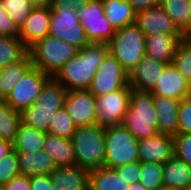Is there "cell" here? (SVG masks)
<instances>
[{
    "label": "cell",
    "instance_id": "cell-42",
    "mask_svg": "<svg viewBox=\"0 0 191 190\" xmlns=\"http://www.w3.org/2000/svg\"><path fill=\"white\" fill-rule=\"evenodd\" d=\"M3 190H31L30 177L26 175H18L12 178L6 185L2 187Z\"/></svg>",
    "mask_w": 191,
    "mask_h": 190
},
{
    "label": "cell",
    "instance_id": "cell-15",
    "mask_svg": "<svg viewBox=\"0 0 191 190\" xmlns=\"http://www.w3.org/2000/svg\"><path fill=\"white\" fill-rule=\"evenodd\" d=\"M168 64L145 55L129 74V85L140 91H152Z\"/></svg>",
    "mask_w": 191,
    "mask_h": 190
},
{
    "label": "cell",
    "instance_id": "cell-46",
    "mask_svg": "<svg viewBox=\"0 0 191 190\" xmlns=\"http://www.w3.org/2000/svg\"><path fill=\"white\" fill-rule=\"evenodd\" d=\"M13 149L12 142L0 138V160Z\"/></svg>",
    "mask_w": 191,
    "mask_h": 190
},
{
    "label": "cell",
    "instance_id": "cell-39",
    "mask_svg": "<svg viewBox=\"0 0 191 190\" xmlns=\"http://www.w3.org/2000/svg\"><path fill=\"white\" fill-rule=\"evenodd\" d=\"M178 133H191V95L180 101Z\"/></svg>",
    "mask_w": 191,
    "mask_h": 190
},
{
    "label": "cell",
    "instance_id": "cell-14",
    "mask_svg": "<svg viewBox=\"0 0 191 190\" xmlns=\"http://www.w3.org/2000/svg\"><path fill=\"white\" fill-rule=\"evenodd\" d=\"M174 155V137L156 133L150 138L138 140L139 162L164 164Z\"/></svg>",
    "mask_w": 191,
    "mask_h": 190
},
{
    "label": "cell",
    "instance_id": "cell-35",
    "mask_svg": "<svg viewBox=\"0 0 191 190\" xmlns=\"http://www.w3.org/2000/svg\"><path fill=\"white\" fill-rule=\"evenodd\" d=\"M76 126L67 111L62 108L52 118L48 126V134L71 138L75 132Z\"/></svg>",
    "mask_w": 191,
    "mask_h": 190
},
{
    "label": "cell",
    "instance_id": "cell-18",
    "mask_svg": "<svg viewBox=\"0 0 191 190\" xmlns=\"http://www.w3.org/2000/svg\"><path fill=\"white\" fill-rule=\"evenodd\" d=\"M153 96L182 100L189 95L187 80L172 65L168 64L151 91Z\"/></svg>",
    "mask_w": 191,
    "mask_h": 190
},
{
    "label": "cell",
    "instance_id": "cell-13",
    "mask_svg": "<svg viewBox=\"0 0 191 190\" xmlns=\"http://www.w3.org/2000/svg\"><path fill=\"white\" fill-rule=\"evenodd\" d=\"M135 24L146 36L156 33L183 35L160 5L137 11Z\"/></svg>",
    "mask_w": 191,
    "mask_h": 190
},
{
    "label": "cell",
    "instance_id": "cell-6",
    "mask_svg": "<svg viewBox=\"0 0 191 190\" xmlns=\"http://www.w3.org/2000/svg\"><path fill=\"white\" fill-rule=\"evenodd\" d=\"M107 44L109 53L120 62L128 74L146 55V35L135 23L117 29Z\"/></svg>",
    "mask_w": 191,
    "mask_h": 190
},
{
    "label": "cell",
    "instance_id": "cell-8",
    "mask_svg": "<svg viewBox=\"0 0 191 190\" xmlns=\"http://www.w3.org/2000/svg\"><path fill=\"white\" fill-rule=\"evenodd\" d=\"M50 10L49 35L71 43L78 49L91 44L79 21L77 10L70 7H50Z\"/></svg>",
    "mask_w": 191,
    "mask_h": 190
},
{
    "label": "cell",
    "instance_id": "cell-9",
    "mask_svg": "<svg viewBox=\"0 0 191 190\" xmlns=\"http://www.w3.org/2000/svg\"><path fill=\"white\" fill-rule=\"evenodd\" d=\"M131 90L128 84L109 94L96 97L95 124L103 129L122 125L129 107Z\"/></svg>",
    "mask_w": 191,
    "mask_h": 190
},
{
    "label": "cell",
    "instance_id": "cell-41",
    "mask_svg": "<svg viewBox=\"0 0 191 190\" xmlns=\"http://www.w3.org/2000/svg\"><path fill=\"white\" fill-rule=\"evenodd\" d=\"M0 36L19 37V29L0 4Z\"/></svg>",
    "mask_w": 191,
    "mask_h": 190
},
{
    "label": "cell",
    "instance_id": "cell-43",
    "mask_svg": "<svg viewBox=\"0 0 191 190\" xmlns=\"http://www.w3.org/2000/svg\"><path fill=\"white\" fill-rule=\"evenodd\" d=\"M30 185L31 190H53L54 188L49 175L31 176Z\"/></svg>",
    "mask_w": 191,
    "mask_h": 190
},
{
    "label": "cell",
    "instance_id": "cell-40",
    "mask_svg": "<svg viewBox=\"0 0 191 190\" xmlns=\"http://www.w3.org/2000/svg\"><path fill=\"white\" fill-rule=\"evenodd\" d=\"M119 177H122L125 183L132 185L138 183L140 178V162L128 163L114 168Z\"/></svg>",
    "mask_w": 191,
    "mask_h": 190
},
{
    "label": "cell",
    "instance_id": "cell-20",
    "mask_svg": "<svg viewBox=\"0 0 191 190\" xmlns=\"http://www.w3.org/2000/svg\"><path fill=\"white\" fill-rule=\"evenodd\" d=\"M163 187L171 190L191 189V167L173 155L162 164Z\"/></svg>",
    "mask_w": 191,
    "mask_h": 190
},
{
    "label": "cell",
    "instance_id": "cell-7",
    "mask_svg": "<svg viewBox=\"0 0 191 190\" xmlns=\"http://www.w3.org/2000/svg\"><path fill=\"white\" fill-rule=\"evenodd\" d=\"M105 167L138 162V140L123 125L105 129Z\"/></svg>",
    "mask_w": 191,
    "mask_h": 190
},
{
    "label": "cell",
    "instance_id": "cell-47",
    "mask_svg": "<svg viewBox=\"0 0 191 190\" xmlns=\"http://www.w3.org/2000/svg\"><path fill=\"white\" fill-rule=\"evenodd\" d=\"M34 8H50L52 0H28Z\"/></svg>",
    "mask_w": 191,
    "mask_h": 190
},
{
    "label": "cell",
    "instance_id": "cell-32",
    "mask_svg": "<svg viewBox=\"0 0 191 190\" xmlns=\"http://www.w3.org/2000/svg\"><path fill=\"white\" fill-rule=\"evenodd\" d=\"M172 65L186 80L191 76V36L180 39Z\"/></svg>",
    "mask_w": 191,
    "mask_h": 190
},
{
    "label": "cell",
    "instance_id": "cell-30",
    "mask_svg": "<svg viewBox=\"0 0 191 190\" xmlns=\"http://www.w3.org/2000/svg\"><path fill=\"white\" fill-rule=\"evenodd\" d=\"M175 25L188 36L189 5L187 0H160L159 4Z\"/></svg>",
    "mask_w": 191,
    "mask_h": 190
},
{
    "label": "cell",
    "instance_id": "cell-19",
    "mask_svg": "<svg viewBox=\"0 0 191 190\" xmlns=\"http://www.w3.org/2000/svg\"><path fill=\"white\" fill-rule=\"evenodd\" d=\"M184 35L156 33L146 36V55L166 64H172L180 39Z\"/></svg>",
    "mask_w": 191,
    "mask_h": 190
},
{
    "label": "cell",
    "instance_id": "cell-34",
    "mask_svg": "<svg viewBox=\"0 0 191 190\" xmlns=\"http://www.w3.org/2000/svg\"><path fill=\"white\" fill-rule=\"evenodd\" d=\"M0 4L19 30L34 8L28 0H0Z\"/></svg>",
    "mask_w": 191,
    "mask_h": 190
},
{
    "label": "cell",
    "instance_id": "cell-38",
    "mask_svg": "<svg viewBox=\"0 0 191 190\" xmlns=\"http://www.w3.org/2000/svg\"><path fill=\"white\" fill-rule=\"evenodd\" d=\"M77 11L81 24L85 21L106 20L101 0H90L84 8Z\"/></svg>",
    "mask_w": 191,
    "mask_h": 190
},
{
    "label": "cell",
    "instance_id": "cell-3",
    "mask_svg": "<svg viewBox=\"0 0 191 190\" xmlns=\"http://www.w3.org/2000/svg\"><path fill=\"white\" fill-rule=\"evenodd\" d=\"M122 125L137 139L150 138L158 133V113L151 91L131 90L129 107Z\"/></svg>",
    "mask_w": 191,
    "mask_h": 190
},
{
    "label": "cell",
    "instance_id": "cell-16",
    "mask_svg": "<svg viewBox=\"0 0 191 190\" xmlns=\"http://www.w3.org/2000/svg\"><path fill=\"white\" fill-rule=\"evenodd\" d=\"M89 170L71 166H57L50 173L53 190H89Z\"/></svg>",
    "mask_w": 191,
    "mask_h": 190
},
{
    "label": "cell",
    "instance_id": "cell-48",
    "mask_svg": "<svg viewBox=\"0 0 191 190\" xmlns=\"http://www.w3.org/2000/svg\"><path fill=\"white\" fill-rule=\"evenodd\" d=\"M125 190H147L143 185H140L139 183H134L132 185H129L128 188Z\"/></svg>",
    "mask_w": 191,
    "mask_h": 190
},
{
    "label": "cell",
    "instance_id": "cell-25",
    "mask_svg": "<svg viewBox=\"0 0 191 190\" xmlns=\"http://www.w3.org/2000/svg\"><path fill=\"white\" fill-rule=\"evenodd\" d=\"M46 132L20 124L16 137L12 142L13 149L16 152H39L43 150Z\"/></svg>",
    "mask_w": 191,
    "mask_h": 190
},
{
    "label": "cell",
    "instance_id": "cell-50",
    "mask_svg": "<svg viewBox=\"0 0 191 190\" xmlns=\"http://www.w3.org/2000/svg\"><path fill=\"white\" fill-rule=\"evenodd\" d=\"M187 87H188L189 95H191V76L187 79Z\"/></svg>",
    "mask_w": 191,
    "mask_h": 190
},
{
    "label": "cell",
    "instance_id": "cell-24",
    "mask_svg": "<svg viewBox=\"0 0 191 190\" xmlns=\"http://www.w3.org/2000/svg\"><path fill=\"white\" fill-rule=\"evenodd\" d=\"M43 151L55 161L56 166L75 165L71 139L46 134Z\"/></svg>",
    "mask_w": 191,
    "mask_h": 190
},
{
    "label": "cell",
    "instance_id": "cell-2",
    "mask_svg": "<svg viewBox=\"0 0 191 190\" xmlns=\"http://www.w3.org/2000/svg\"><path fill=\"white\" fill-rule=\"evenodd\" d=\"M67 92L60 82L50 77L43 85L36 101L20 113L21 123L47 133L50 121L64 107Z\"/></svg>",
    "mask_w": 191,
    "mask_h": 190
},
{
    "label": "cell",
    "instance_id": "cell-37",
    "mask_svg": "<svg viewBox=\"0 0 191 190\" xmlns=\"http://www.w3.org/2000/svg\"><path fill=\"white\" fill-rule=\"evenodd\" d=\"M174 137V155L191 167V133H178Z\"/></svg>",
    "mask_w": 191,
    "mask_h": 190
},
{
    "label": "cell",
    "instance_id": "cell-27",
    "mask_svg": "<svg viewBox=\"0 0 191 190\" xmlns=\"http://www.w3.org/2000/svg\"><path fill=\"white\" fill-rule=\"evenodd\" d=\"M128 187L114 169L102 167L89 172V190H125Z\"/></svg>",
    "mask_w": 191,
    "mask_h": 190
},
{
    "label": "cell",
    "instance_id": "cell-21",
    "mask_svg": "<svg viewBox=\"0 0 191 190\" xmlns=\"http://www.w3.org/2000/svg\"><path fill=\"white\" fill-rule=\"evenodd\" d=\"M153 100L158 113V133L177 135L181 100L162 96H153Z\"/></svg>",
    "mask_w": 191,
    "mask_h": 190
},
{
    "label": "cell",
    "instance_id": "cell-4",
    "mask_svg": "<svg viewBox=\"0 0 191 190\" xmlns=\"http://www.w3.org/2000/svg\"><path fill=\"white\" fill-rule=\"evenodd\" d=\"M70 139L75 164L89 171L105 167V129L96 124L77 127Z\"/></svg>",
    "mask_w": 191,
    "mask_h": 190
},
{
    "label": "cell",
    "instance_id": "cell-10",
    "mask_svg": "<svg viewBox=\"0 0 191 190\" xmlns=\"http://www.w3.org/2000/svg\"><path fill=\"white\" fill-rule=\"evenodd\" d=\"M49 78V75L32 66L15 84L4 101L13 110L21 113L36 101L43 85Z\"/></svg>",
    "mask_w": 191,
    "mask_h": 190
},
{
    "label": "cell",
    "instance_id": "cell-36",
    "mask_svg": "<svg viewBox=\"0 0 191 190\" xmlns=\"http://www.w3.org/2000/svg\"><path fill=\"white\" fill-rule=\"evenodd\" d=\"M18 175H20L18 157L16 151L12 149L0 160V187Z\"/></svg>",
    "mask_w": 191,
    "mask_h": 190
},
{
    "label": "cell",
    "instance_id": "cell-23",
    "mask_svg": "<svg viewBox=\"0 0 191 190\" xmlns=\"http://www.w3.org/2000/svg\"><path fill=\"white\" fill-rule=\"evenodd\" d=\"M106 20L116 30L135 23L136 11L127 0H101Z\"/></svg>",
    "mask_w": 191,
    "mask_h": 190
},
{
    "label": "cell",
    "instance_id": "cell-31",
    "mask_svg": "<svg viewBox=\"0 0 191 190\" xmlns=\"http://www.w3.org/2000/svg\"><path fill=\"white\" fill-rule=\"evenodd\" d=\"M90 43L107 44L116 29L107 20L85 21L82 23Z\"/></svg>",
    "mask_w": 191,
    "mask_h": 190
},
{
    "label": "cell",
    "instance_id": "cell-44",
    "mask_svg": "<svg viewBox=\"0 0 191 190\" xmlns=\"http://www.w3.org/2000/svg\"><path fill=\"white\" fill-rule=\"evenodd\" d=\"M90 0H52L50 7H70L79 10L84 8Z\"/></svg>",
    "mask_w": 191,
    "mask_h": 190
},
{
    "label": "cell",
    "instance_id": "cell-33",
    "mask_svg": "<svg viewBox=\"0 0 191 190\" xmlns=\"http://www.w3.org/2000/svg\"><path fill=\"white\" fill-rule=\"evenodd\" d=\"M140 172L138 183L147 190H156L163 187L162 164L142 162L140 163Z\"/></svg>",
    "mask_w": 191,
    "mask_h": 190
},
{
    "label": "cell",
    "instance_id": "cell-12",
    "mask_svg": "<svg viewBox=\"0 0 191 190\" xmlns=\"http://www.w3.org/2000/svg\"><path fill=\"white\" fill-rule=\"evenodd\" d=\"M76 128L95 124L96 97L88 90H68L64 107Z\"/></svg>",
    "mask_w": 191,
    "mask_h": 190
},
{
    "label": "cell",
    "instance_id": "cell-51",
    "mask_svg": "<svg viewBox=\"0 0 191 190\" xmlns=\"http://www.w3.org/2000/svg\"><path fill=\"white\" fill-rule=\"evenodd\" d=\"M156 190H171V189L162 187V188H159V189H156Z\"/></svg>",
    "mask_w": 191,
    "mask_h": 190
},
{
    "label": "cell",
    "instance_id": "cell-28",
    "mask_svg": "<svg viewBox=\"0 0 191 190\" xmlns=\"http://www.w3.org/2000/svg\"><path fill=\"white\" fill-rule=\"evenodd\" d=\"M28 53L20 37L0 36V68L20 61Z\"/></svg>",
    "mask_w": 191,
    "mask_h": 190
},
{
    "label": "cell",
    "instance_id": "cell-26",
    "mask_svg": "<svg viewBox=\"0 0 191 190\" xmlns=\"http://www.w3.org/2000/svg\"><path fill=\"white\" fill-rule=\"evenodd\" d=\"M32 62L27 53L20 61L1 68L0 99H5L15 84L32 67Z\"/></svg>",
    "mask_w": 191,
    "mask_h": 190
},
{
    "label": "cell",
    "instance_id": "cell-17",
    "mask_svg": "<svg viewBox=\"0 0 191 190\" xmlns=\"http://www.w3.org/2000/svg\"><path fill=\"white\" fill-rule=\"evenodd\" d=\"M50 17V8H33L31 10L25 24L19 30V37L27 48L49 35Z\"/></svg>",
    "mask_w": 191,
    "mask_h": 190
},
{
    "label": "cell",
    "instance_id": "cell-29",
    "mask_svg": "<svg viewBox=\"0 0 191 190\" xmlns=\"http://www.w3.org/2000/svg\"><path fill=\"white\" fill-rule=\"evenodd\" d=\"M21 124V114L0 99V138L14 141Z\"/></svg>",
    "mask_w": 191,
    "mask_h": 190
},
{
    "label": "cell",
    "instance_id": "cell-1",
    "mask_svg": "<svg viewBox=\"0 0 191 190\" xmlns=\"http://www.w3.org/2000/svg\"><path fill=\"white\" fill-rule=\"evenodd\" d=\"M109 53L108 44L91 43L78 50L57 72L54 78L67 90L89 89L103 59Z\"/></svg>",
    "mask_w": 191,
    "mask_h": 190
},
{
    "label": "cell",
    "instance_id": "cell-49",
    "mask_svg": "<svg viewBox=\"0 0 191 190\" xmlns=\"http://www.w3.org/2000/svg\"><path fill=\"white\" fill-rule=\"evenodd\" d=\"M189 5V16H188V36L191 35V0H187Z\"/></svg>",
    "mask_w": 191,
    "mask_h": 190
},
{
    "label": "cell",
    "instance_id": "cell-45",
    "mask_svg": "<svg viewBox=\"0 0 191 190\" xmlns=\"http://www.w3.org/2000/svg\"><path fill=\"white\" fill-rule=\"evenodd\" d=\"M127 2L136 12L149 7L158 6L160 4V0H127Z\"/></svg>",
    "mask_w": 191,
    "mask_h": 190
},
{
    "label": "cell",
    "instance_id": "cell-5",
    "mask_svg": "<svg viewBox=\"0 0 191 190\" xmlns=\"http://www.w3.org/2000/svg\"><path fill=\"white\" fill-rule=\"evenodd\" d=\"M78 50L71 43L47 35L31 45L28 48V54L33 67L39 68L50 77H54L61 67L78 53Z\"/></svg>",
    "mask_w": 191,
    "mask_h": 190
},
{
    "label": "cell",
    "instance_id": "cell-11",
    "mask_svg": "<svg viewBox=\"0 0 191 190\" xmlns=\"http://www.w3.org/2000/svg\"><path fill=\"white\" fill-rule=\"evenodd\" d=\"M129 84V74L120 62L108 53L99 66L89 91L95 96H102Z\"/></svg>",
    "mask_w": 191,
    "mask_h": 190
},
{
    "label": "cell",
    "instance_id": "cell-22",
    "mask_svg": "<svg viewBox=\"0 0 191 190\" xmlns=\"http://www.w3.org/2000/svg\"><path fill=\"white\" fill-rule=\"evenodd\" d=\"M20 175L37 176L50 175L56 169L55 161L43 150L39 152H16Z\"/></svg>",
    "mask_w": 191,
    "mask_h": 190
}]
</instances>
